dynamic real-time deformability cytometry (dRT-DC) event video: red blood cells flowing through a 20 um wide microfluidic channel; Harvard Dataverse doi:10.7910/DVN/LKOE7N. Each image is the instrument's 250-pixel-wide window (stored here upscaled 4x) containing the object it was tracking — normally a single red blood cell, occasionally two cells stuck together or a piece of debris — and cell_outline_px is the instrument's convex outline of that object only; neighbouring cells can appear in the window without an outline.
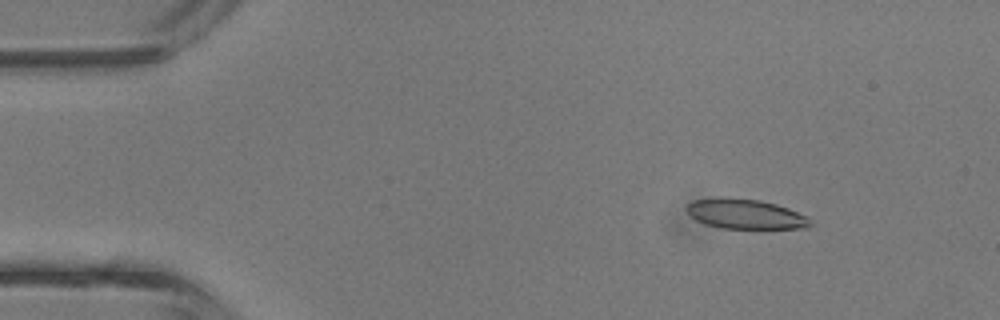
{"species": "common noctule bat (a hibernating species)", "species_latin": "Nyctalus noctula", "temperature_condition": "room temperature", "stored_images_in_passage": 41, "camera_frame_rate_fps": 3000, "um_per_image_px": 0.085, "animal": {"sex": "male", "body_mass_g": 13.3}, "frame": {"image": 1, "passage_image": 6, "time_ms": 1.667, "image_size_px": [1000, 320], "cell_outline_px": [[812, 224], [808, 228], [720, 228], [704, 224], [688, 216], [684, 208], [692, 200], [720, 196], [760, 200], [776, 204], [788, 208], [808, 216]], "centroid_in_image_um": [63.29, 18.18], "position_along_channel_um": 21.7, "area_um2": 21.91}}
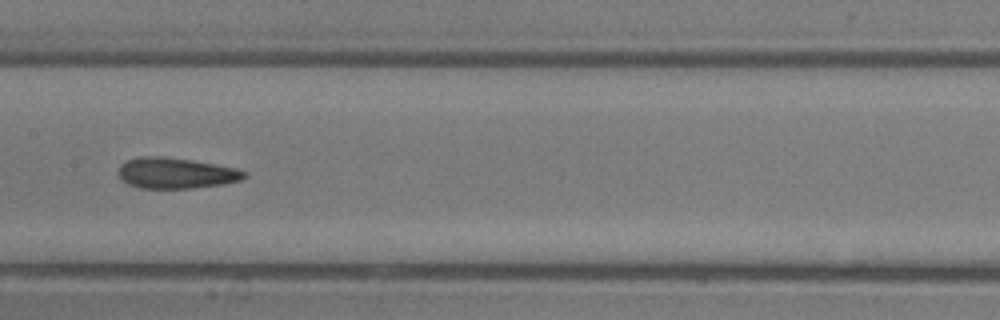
{"frame": {"image": 2, "passage_image": 21, "time_ms": 6.667, "image_size_px": [1000, 320], "cell_outline_px": [[248, 176], [240, 180], [220, 184], [192, 188], [140, 188], [128, 184], [116, 172], [120, 164], [128, 160], [140, 156], [164, 156], [192, 160], [216, 164], [236, 168], [248, 172]], "centroid_in_image_um": [14.95, 14.7], "position_along_channel_um": 192.5, "area_um2": 22.66}}
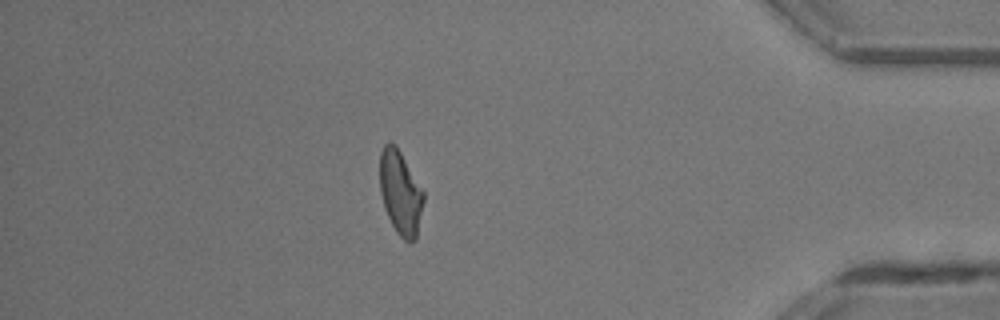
{"frame": {"image": 3, "passage_image": 36, "time_ms": 11.667, "image_size_px": [1000, 320], "cell_outline_px": [[424, 200], [416, 240], [408, 244], [396, 232], [384, 208], [380, 192], [380, 152], [384, 144], [388, 140], [396, 144], [424, 192]], "centroid_in_image_um": [34.03, 16.38], "position_along_channel_um": 401.2, "area_um2": 21.62}}